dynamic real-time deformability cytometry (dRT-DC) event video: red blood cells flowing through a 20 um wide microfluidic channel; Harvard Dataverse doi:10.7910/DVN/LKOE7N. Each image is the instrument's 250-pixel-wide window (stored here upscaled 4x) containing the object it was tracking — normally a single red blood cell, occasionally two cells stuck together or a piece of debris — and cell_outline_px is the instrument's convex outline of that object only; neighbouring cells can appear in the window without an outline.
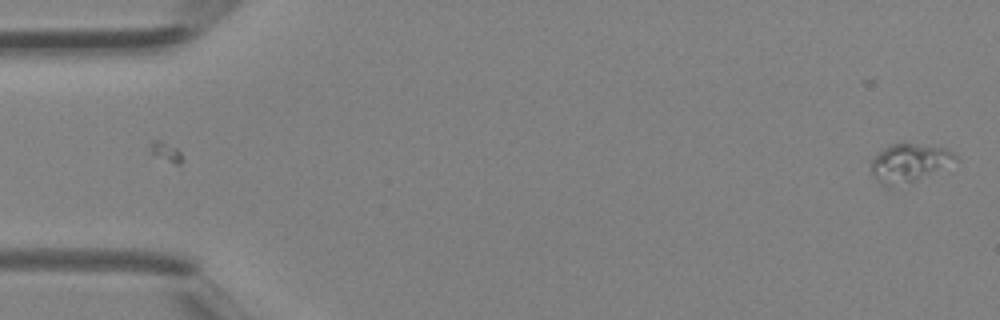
{"species": "Egyptian fruit bat (a non-hibernating species)", "species_latin": "Rousettus aegyptiacus", "temperature_condition": "room temperature", "stored_images_in_passage": 5, "camera_frame_rate_fps": 3000, "um_per_image_px": 0.085, "animal": {"sex": "female"}, "frame": {"image": 1, "passage_image": 5, "time_ms": 1.333, "image_size_px": [1000, 320], "cell_outline_px": [[960, 160], [916, 180], [888, 188], [876, 180], [872, 176], [868, 160], [872, 156], [888, 144], [912, 144], [944, 148], [952, 152]], "centroid_in_image_um": [77.18, 13.85], "position_along_channel_um": 7.8, "area_um2": 18.9}}